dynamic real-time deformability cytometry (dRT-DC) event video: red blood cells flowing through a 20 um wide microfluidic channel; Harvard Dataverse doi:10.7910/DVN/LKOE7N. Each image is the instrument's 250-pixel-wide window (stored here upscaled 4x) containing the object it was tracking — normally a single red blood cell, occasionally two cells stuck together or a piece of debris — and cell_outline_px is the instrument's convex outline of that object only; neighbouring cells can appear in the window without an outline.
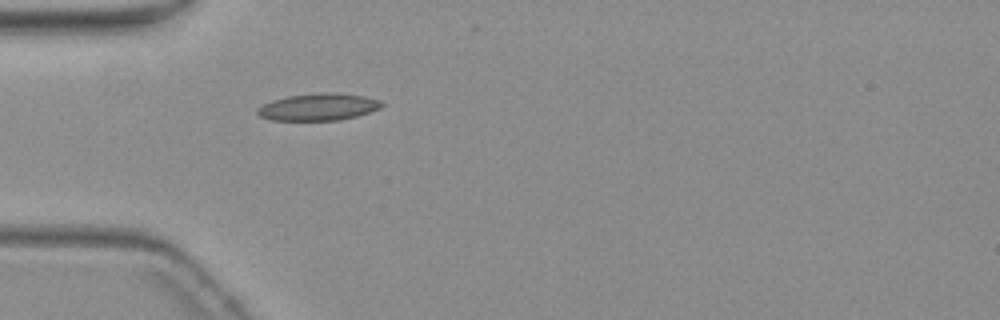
{"species": "common noctule bat (a hibernating species)", "species_latin": "Nyctalus noctula", "temperature_condition": "warm", "stored_images_in_passage": 6, "camera_frame_rate_fps": 3000, "um_per_image_px": 0.085, "animal": {"sex": "female", "body_mass_g": 19.3, "forearm_length_mm": 54.1}, "frame": {"image": 1, "passage_image": 6, "time_ms": 6.333, "image_size_px": [1000, 320], "cell_outline_px": [[384, 104], [380, 108], [356, 116], [336, 120], [272, 120], [260, 116], [256, 112], [256, 108], [272, 100], [288, 96], [320, 92], [332, 92], [364, 96], [380, 100]], "centroid_in_image_um": [27.05, 9.08], "position_along_channel_um": 58.0, "area_um2": 19.48}}